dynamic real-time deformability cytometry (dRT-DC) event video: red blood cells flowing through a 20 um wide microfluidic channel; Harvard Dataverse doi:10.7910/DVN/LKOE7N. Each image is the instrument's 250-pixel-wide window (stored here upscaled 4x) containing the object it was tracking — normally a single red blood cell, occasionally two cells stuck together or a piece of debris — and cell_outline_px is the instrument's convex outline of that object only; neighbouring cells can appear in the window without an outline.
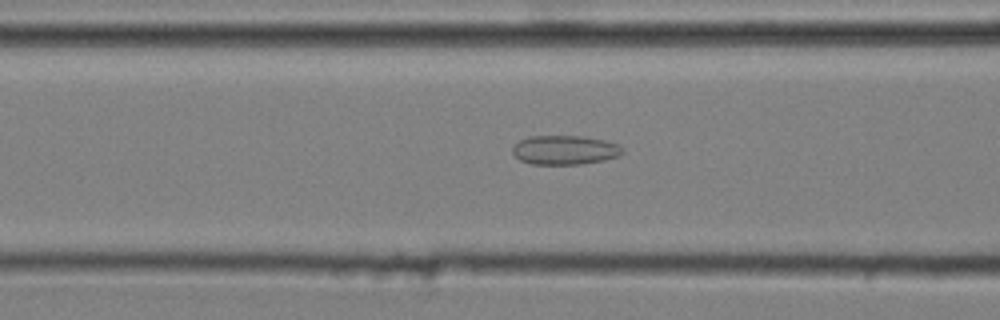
{"species": "common noctule bat (a hibernating species)", "species_latin": "Nyctalus noctula", "temperature_condition": "cold", "stored_images_in_passage": 50, "camera_frame_rate_fps": 3000, "um_per_image_px": 0.085, "animal": {"sex": "male", "body_mass_g": 20.4}, "frame": {"image": 1, "passage_image": 20, "time_ms": 6.333, "image_size_px": [1000, 320], "cell_outline_px": [[624, 152], [616, 156], [604, 160], [580, 164], [532, 164], [520, 160], [512, 152], [512, 148], [520, 140], [532, 136], [584, 136], [604, 140], [616, 144], [624, 148]], "centroid_in_image_um": [48.01, 12.75], "position_along_channel_um": 118.6, "area_um2": 18.55}}
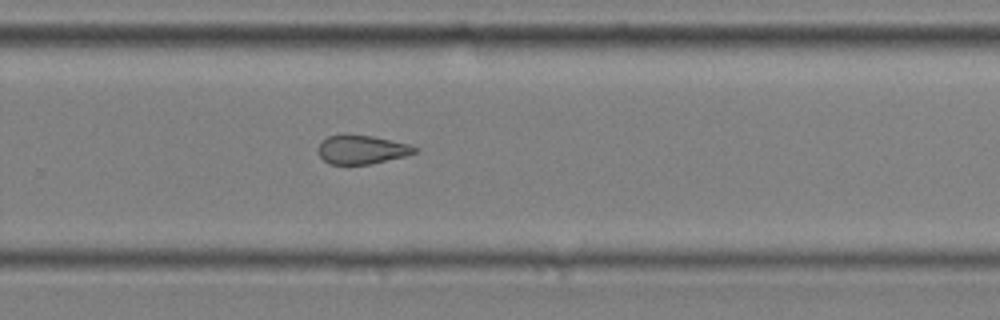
{"frame": {"image": 2, "passage_image": 35, "time_ms": 11.333, "image_size_px": [1000, 320], "cell_outline_px": [[420, 148], [416, 152], [404, 156], [368, 164], [328, 164], [320, 156], [316, 148], [328, 136], [344, 132], [372, 136], [408, 144]], "centroid_in_image_um": [30.7, 12.68], "position_along_channel_um": 299.1, "area_um2": 16.36}}
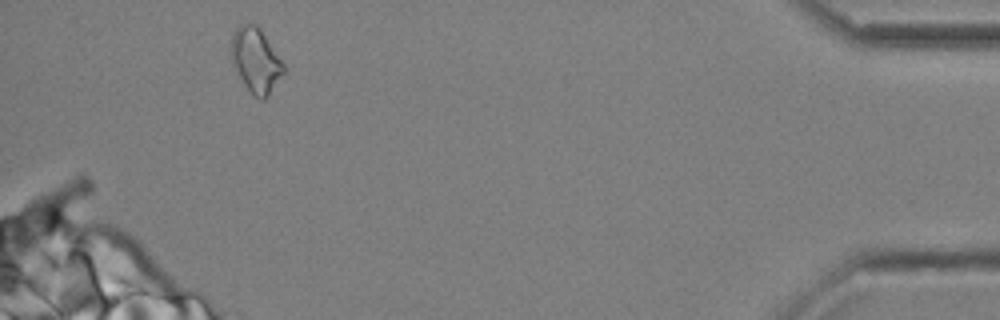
{"frame": {"image": 3, "passage_image": 49, "time_ms": 16.0, "image_size_px": [1000, 320], "cell_outline_px": [[284, 72], [268, 96], [264, 100], [260, 100], [244, 84], [232, 64], [232, 36], [236, 28], [240, 24], [256, 24], [260, 28], [284, 64]], "centroid_in_image_um": [21.75, 5.12], "position_along_channel_um": 413.5, "area_um2": 19.31}, "authors_computed_cell_mechanics": {"area_um2": 18.0047, "velocity_mm_per_s": 3.6184, "shape_relaxation_time_tau1_ms": null, "shape_relaxation_time_tau2_ms": 2.0167, "deformation_change_tau1": null, "deformation_change_tau2": 0.0942}}